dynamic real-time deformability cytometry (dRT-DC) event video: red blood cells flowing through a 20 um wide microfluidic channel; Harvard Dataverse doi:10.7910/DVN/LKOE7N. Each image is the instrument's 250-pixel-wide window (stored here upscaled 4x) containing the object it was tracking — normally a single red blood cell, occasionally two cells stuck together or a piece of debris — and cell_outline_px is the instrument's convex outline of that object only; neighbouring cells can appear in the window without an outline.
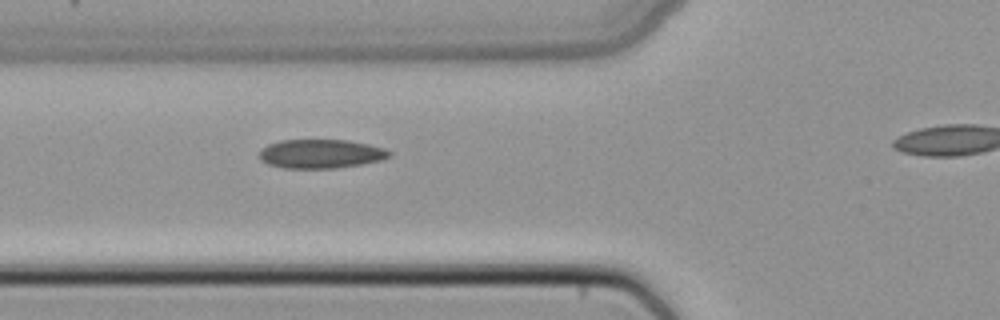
{"species": "common noctule bat (a hibernating species)", "species_latin": "Nyctalus noctula", "temperature_condition": "cold", "stored_images_in_passage": 5, "camera_frame_rate_fps": 3000, "um_per_image_px": 0.085, "animal": {"sex": "female", "body_mass_g": 22.7, "forearm_length_mm": 54.2}, "frame": {"image": 1, "passage_image": 4, "time_ms": 1.0, "image_size_px": [1000, 320], "cell_outline_px": [[392, 156], [380, 160], [360, 164], [336, 168], [284, 168], [268, 164], [260, 160], [260, 152], [268, 144], [280, 140], [348, 140], [368, 144], [384, 148], [392, 152]], "centroid_in_image_um": [27.28, 13.07], "position_along_channel_um": 98.5, "area_um2": 21.85}}